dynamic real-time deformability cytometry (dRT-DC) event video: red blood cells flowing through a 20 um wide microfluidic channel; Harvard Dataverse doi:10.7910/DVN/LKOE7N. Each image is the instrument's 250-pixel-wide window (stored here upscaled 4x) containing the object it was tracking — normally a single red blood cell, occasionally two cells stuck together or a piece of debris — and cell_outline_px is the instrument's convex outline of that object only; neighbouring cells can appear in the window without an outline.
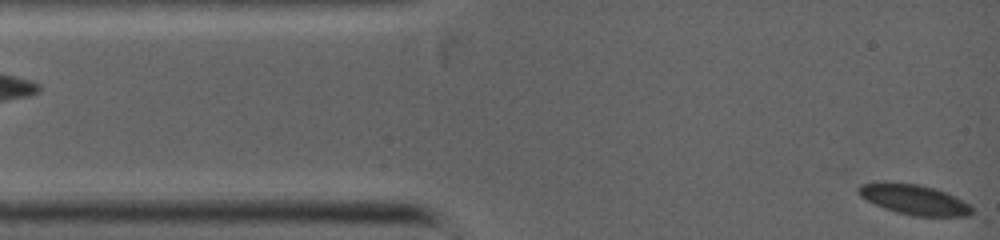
{"species": "common noctule bat (a hibernating species)", "species_latin": "Nyctalus noctula", "temperature_condition": "warm", "stored_images_in_passage": 7, "camera_frame_rate_fps": 5000, "um_per_image_px": 0.085, "animal": {"sex": "female", "body_mass_g": 19.0, "forearm_length_mm": 53.3}, "frame": {"image": 1, "passage_image": 1, "time_ms": 0.0, "image_size_px": [1000, 240], "cell_outline_px": [[976, 216], [912, 216], [896, 212], [884, 208], [860, 196], [856, 188], [860, 184], [916, 184], [932, 188], [944, 192], [972, 204]], "centroid_in_image_um": [77.81, 17.02], "position_along_channel_um": 7.2, "area_um2": 19.48}}